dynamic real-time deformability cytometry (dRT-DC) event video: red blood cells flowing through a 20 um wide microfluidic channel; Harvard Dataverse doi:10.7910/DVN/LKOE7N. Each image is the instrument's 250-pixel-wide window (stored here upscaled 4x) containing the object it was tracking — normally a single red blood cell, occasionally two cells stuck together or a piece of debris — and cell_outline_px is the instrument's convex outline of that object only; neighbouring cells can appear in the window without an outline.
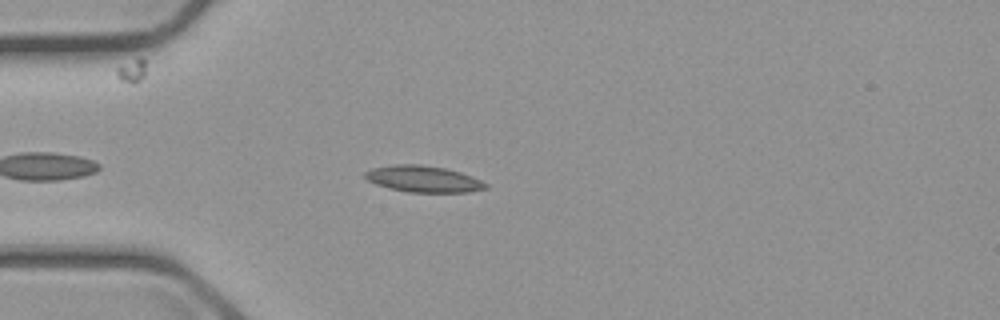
{"species": "common noctule bat (a hibernating species)", "species_latin": "Nyctalus noctula", "temperature_condition": "cold", "stored_images_in_passage": 9, "camera_frame_rate_fps": 3000, "um_per_image_px": 0.085, "animal": {"sex": "male", "body_mass_g": 23.1, "forearm_length_mm": 52.7}, "frame": {"image": 1, "passage_image": 1, "time_ms": 0.0, "image_size_px": [1000, 320], "cell_outline_px": [[488, 188], [468, 192], [408, 192], [388, 188], [376, 184], [368, 180], [364, 176], [364, 172], [372, 168], [396, 164], [420, 164], [444, 168], [460, 172], [472, 176], [488, 184]], "centroid_in_image_um": [35.98, 15.21], "position_along_channel_um": 49.0, "area_um2": 18.55}}
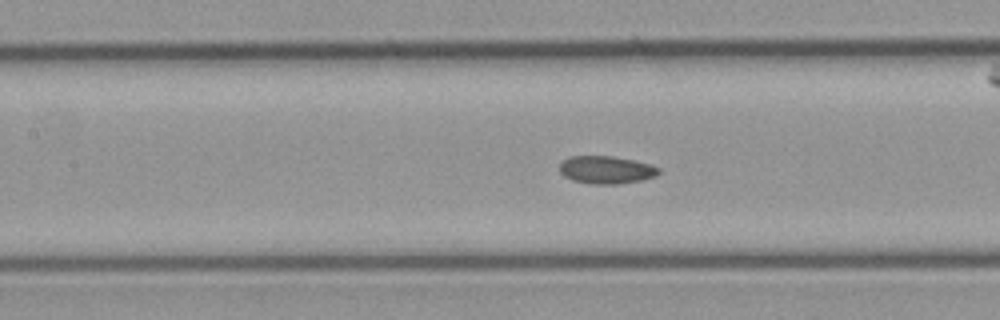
{"frame": {"image": 2, "passage_image": 7, "time_ms": 2.0, "image_size_px": [1000, 320], "cell_outline_px": [[660, 172], [656, 176], [640, 180], [620, 184], [592, 184], [572, 180], [564, 176], [560, 172], [560, 164], [564, 160], [572, 156], [612, 156], [632, 160], [648, 164], [660, 168]], "centroid_in_image_um": [51.52, 14.44], "position_along_channel_um": 155.9, "area_um2": 15.9}}